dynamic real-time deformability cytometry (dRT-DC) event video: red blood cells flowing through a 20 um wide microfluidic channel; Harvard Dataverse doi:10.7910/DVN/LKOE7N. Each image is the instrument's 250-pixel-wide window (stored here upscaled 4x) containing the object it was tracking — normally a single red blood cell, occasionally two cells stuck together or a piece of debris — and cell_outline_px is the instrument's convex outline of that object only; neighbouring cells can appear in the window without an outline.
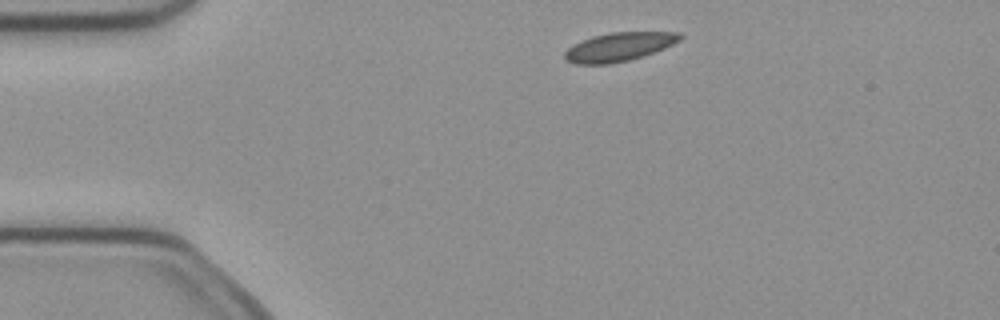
{"species": "common noctule bat (a hibernating species)", "species_latin": "Nyctalus noctula", "temperature_condition": "cold", "stored_images_in_passage": 5, "camera_frame_rate_fps": 3000, "um_per_image_px": 0.085, "animal": {"sex": "female", "body_mass_g": 21.9}, "frame": {"image": 1, "passage_image": 1, "time_ms": 0.0, "image_size_px": [1000, 320], "cell_outline_px": [[684, 36], [680, 40], [664, 48], [644, 56], [628, 60], [608, 64], [576, 64], [564, 60], [564, 52], [572, 44], [592, 36], [612, 32], [680, 32]], "centroid_in_image_um": [52.59, 3.98], "position_along_channel_um": 32.4, "area_um2": 19.36}}
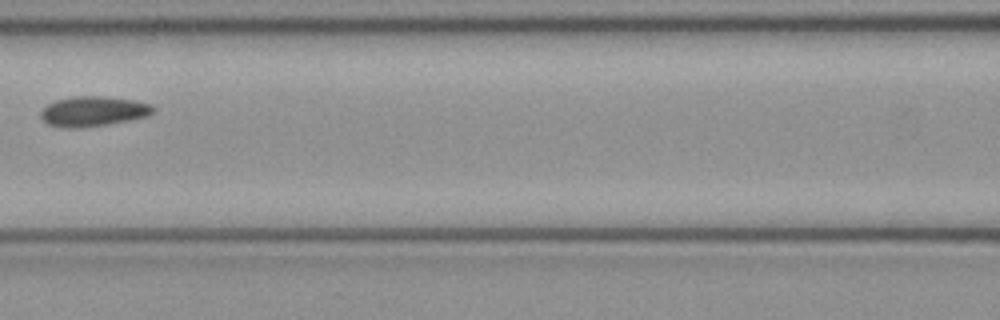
{"frame": {"image": 2, "passage_image": 4, "time_ms": 1.0, "image_size_px": [1000, 320], "cell_outline_px": [[156, 112], [148, 116], [128, 120], [80, 128], [64, 128], [48, 124], [40, 116], [40, 112], [48, 104], [56, 100], [72, 96], [100, 96], [136, 100], [152, 104], [156, 108]], "centroid_in_image_um": [7.96, 9.45], "position_along_channel_um": 158.6, "area_um2": 19.71}}
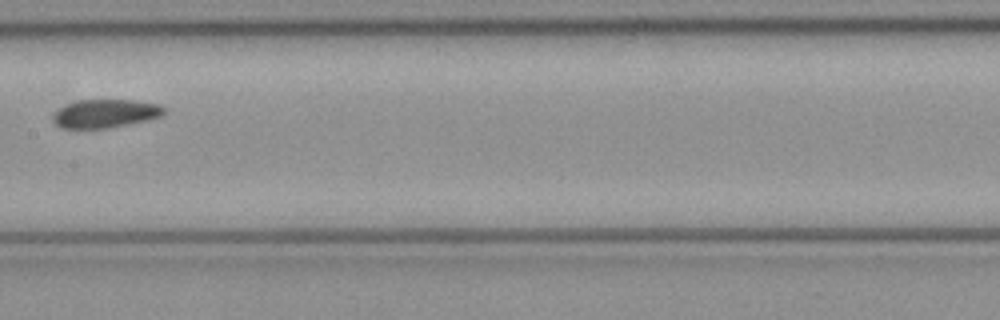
{"frame": {"image": 3, "passage_image": 5, "time_ms": 1.333, "image_size_px": [1000, 320], "cell_outline_px": [[164, 112], [160, 116], [148, 120], [108, 128], [60, 128], [52, 120], [52, 116], [60, 108], [68, 104], [80, 100], [132, 100], [160, 104], [164, 108]], "centroid_in_image_um": [8.95, 9.65], "position_along_channel_um": 198.4, "area_um2": 18.21}}